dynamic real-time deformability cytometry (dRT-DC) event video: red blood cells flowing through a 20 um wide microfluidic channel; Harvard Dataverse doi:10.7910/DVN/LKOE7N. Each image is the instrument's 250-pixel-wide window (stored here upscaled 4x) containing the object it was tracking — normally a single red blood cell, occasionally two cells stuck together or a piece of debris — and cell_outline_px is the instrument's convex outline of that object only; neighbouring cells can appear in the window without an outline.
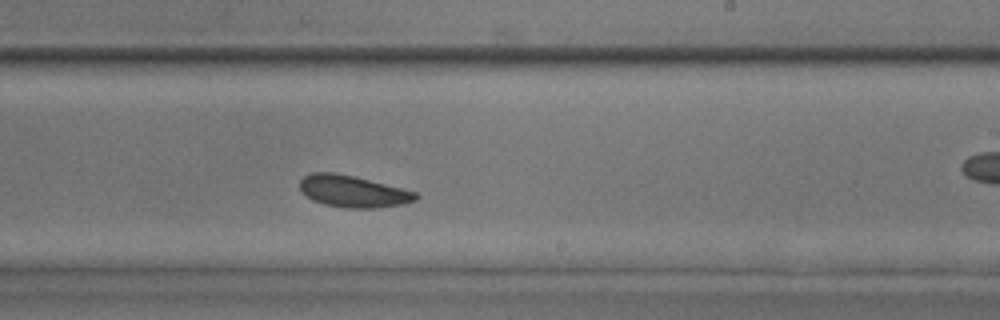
{"species": "common noctule bat (a hibernating species)", "species_latin": "Nyctalus noctula", "temperature_condition": "room temperature", "stored_images_in_passage": 41, "camera_frame_rate_fps": 3000, "um_per_image_px": 0.085, "animal": {"sex": "male", "body_mass_g": 17.9, "forearm_length_mm": 54.2}, "frame": {"image": 1, "passage_image": 23, "time_ms": 7.333, "image_size_px": [1000, 320], "cell_outline_px": [[420, 196], [416, 200], [404, 204], [376, 208], [344, 208], [324, 204], [312, 200], [300, 188], [300, 180], [304, 176], [312, 172], [332, 172], [352, 176], [416, 192]], "centroid_in_image_um": [30.0, 16.28], "position_along_channel_um": 259.0, "area_um2": 21.21}}